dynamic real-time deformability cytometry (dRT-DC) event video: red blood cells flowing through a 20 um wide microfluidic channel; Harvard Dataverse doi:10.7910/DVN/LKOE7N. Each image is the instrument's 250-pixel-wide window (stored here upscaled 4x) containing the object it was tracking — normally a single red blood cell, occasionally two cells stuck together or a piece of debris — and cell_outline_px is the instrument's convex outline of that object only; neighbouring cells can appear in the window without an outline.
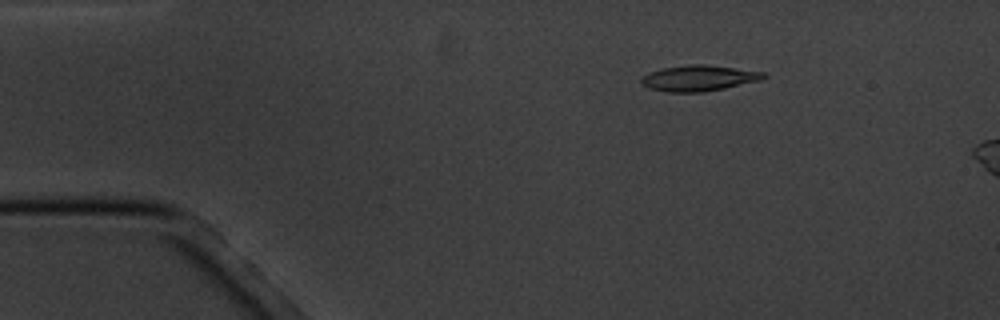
{"species": "common noctule bat (a hibernating species)", "species_latin": "Nyctalus noctula", "temperature_condition": "cold", "stored_images_in_passage": 5, "camera_frame_rate_fps": 3000, "um_per_image_px": 0.085, "animal": {"sex": "male", "body_mass_g": 20.1, "forearm_length_mm": 53.5}, "frame": {"image": 1, "passage_image": 3, "time_ms": 2.333, "image_size_px": [1000, 320], "cell_outline_px": [[768, 76], [760, 80], [724, 88], [704, 92], [668, 92], [648, 88], [640, 84], [640, 80], [648, 72], [664, 68], [692, 64], [704, 64], [764, 72]], "centroid_in_image_um": [59.37, 6.65], "position_along_channel_um": 25.6, "area_um2": 18.26}}